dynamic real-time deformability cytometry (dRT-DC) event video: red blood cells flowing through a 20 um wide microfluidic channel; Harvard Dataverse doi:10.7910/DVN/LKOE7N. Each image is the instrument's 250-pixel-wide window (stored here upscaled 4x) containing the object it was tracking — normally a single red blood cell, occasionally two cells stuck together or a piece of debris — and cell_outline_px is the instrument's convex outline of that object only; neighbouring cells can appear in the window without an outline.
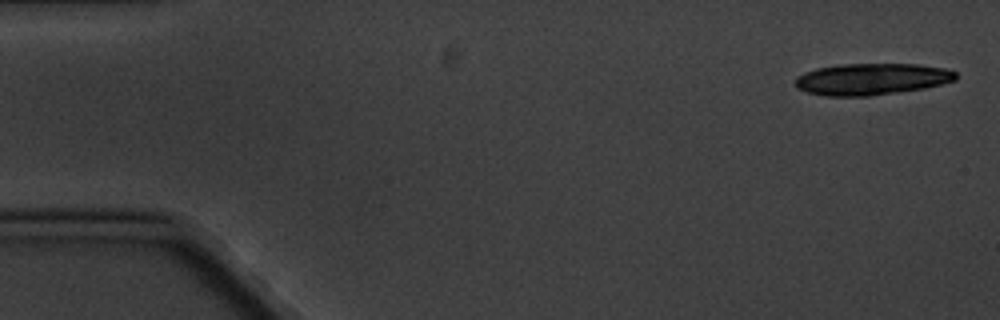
{"species": "common noctule bat (a hibernating species)", "species_latin": "Nyctalus noctula", "temperature_condition": "cold", "stored_images_in_passage": 5, "camera_frame_rate_fps": 3000, "um_per_image_px": 0.085, "animal": {"sex": "male", "body_mass_g": 20.1, "forearm_length_mm": 53.5}, "frame": {"image": 1, "passage_image": 1, "time_ms": 0.0, "image_size_px": [1000, 320], "cell_outline_px": [[956, 80], [924, 88], [868, 96], [824, 96], [808, 92], [796, 88], [796, 76], [804, 72], [816, 68], [840, 64], [920, 64], [944, 68], [956, 72]], "centroid_in_image_um": [74.06, 6.72], "position_along_channel_um": 10.9, "area_um2": 29.54}}